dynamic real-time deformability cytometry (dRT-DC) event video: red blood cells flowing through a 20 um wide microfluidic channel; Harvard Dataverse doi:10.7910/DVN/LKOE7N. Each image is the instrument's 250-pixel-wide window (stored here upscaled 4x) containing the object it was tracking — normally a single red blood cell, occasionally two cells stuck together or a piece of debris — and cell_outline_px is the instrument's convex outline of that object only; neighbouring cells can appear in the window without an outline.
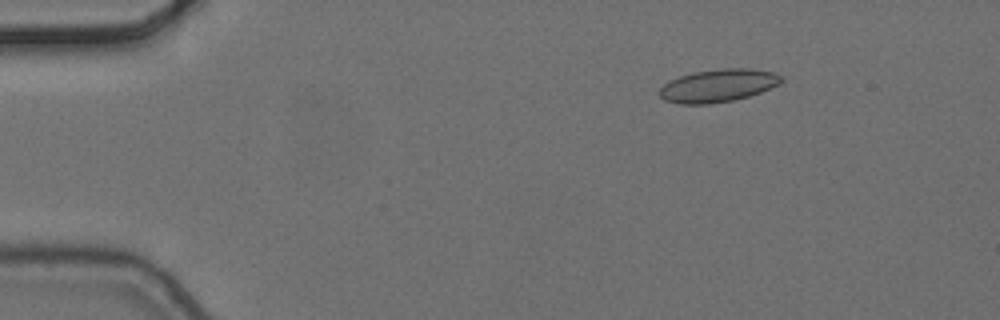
{"species": "common noctule bat (a hibernating species)", "species_latin": "Nyctalus noctula", "temperature_condition": "cold", "stored_images_in_passage": 9, "camera_frame_rate_fps": 3000, "um_per_image_px": 0.085, "animal": {"sex": "female", "body_mass_g": 24.6, "forearm_length_mm": 56.2}, "frame": {"image": 1, "passage_image": 1, "time_ms": 0.0, "image_size_px": [1000, 320], "cell_outline_px": [[784, 80], [760, 92], [748, 96], [732, 100], [712, 104], [680, 104], [664, 100], [660, 96], [660, 88], [668, 80], [692, 72], [720, 68], [752, 68], [776, 72], [784, 76]], "centroid_in_image_um": [61.03, 7.26], "position_along_channel_um": 24.0, "area_um2": 23.47}}
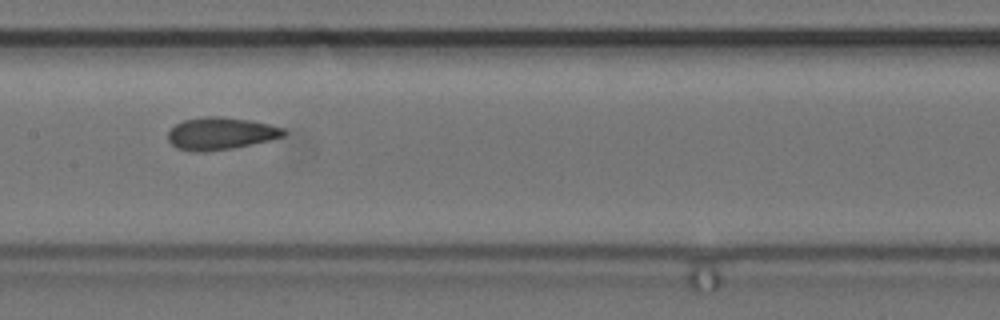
{"frame": {"image": 2, "passage_image": 6, "time_ms": 1.667, "image_size_px": [1000, 320], "cell_outline_px": [[288, 132], [284, 136], [272, 140], [232, 148], [204, 152], [196, 152], [176, 148], [168, 140], [168, 132], [176, 124], [184, 120], [204, 116], [220, 116], [252, 120], [284, 128]], "centroid_in_image_um": [18.78, 11.34], "position_along_channel_um": 188.6, "area_um2": 21.96}}
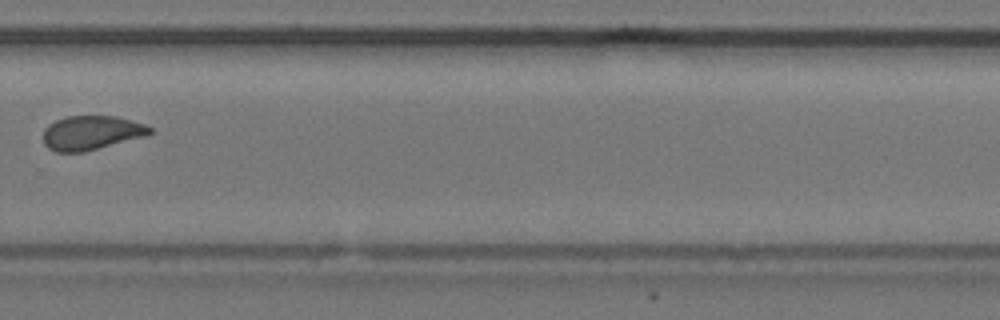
{"frame": {"image": 3, "passage_image": 9, "time_ms": 2.667, "image_size_px": [1000, 320], "cell_outline_px": [[156, 132], [144, 136], [84, 152], [56, 152], [48, 148], [44, 144], [44, 128], [48, 124], [56, 120], [68, 116], [116, 116], [144, 124], [152, 128]], "centroid_in_image_um": [7.76, 11.28], "position_along_channel_um": 322.0, "area_um2": 21.21}}